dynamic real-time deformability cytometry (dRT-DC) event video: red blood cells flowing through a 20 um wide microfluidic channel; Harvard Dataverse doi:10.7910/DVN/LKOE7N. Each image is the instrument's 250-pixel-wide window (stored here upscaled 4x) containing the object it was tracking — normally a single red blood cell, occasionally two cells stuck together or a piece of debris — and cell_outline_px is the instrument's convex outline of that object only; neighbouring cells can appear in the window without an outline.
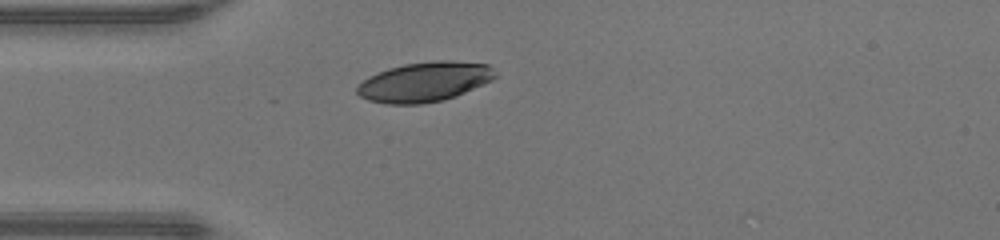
{"species": "human", "species_latin": "Homo sapiens", "temperature_condition": "warm", "stored_images_in_passage": 36, "camera_frame_rate_fps": 3000, "um_per_image_px": 0.085, "donor": {"sex": "male"}, "frame": {"image": 1, "passage_image": 1, "time_ms": 0.0, "image_size_px": [1000, 240], "cell_outline_px": [[496, 76], [492, 80], [456, 96], [444, 100], [420, 104], [388, 104], [368, 100], [360, 96], [356, 92], [356, 88], [368, 76], [388, 68], [404, 64], [436, 60], [452, 60], [488, 64], [496, 72]], "centroid_in_image_um": [36.09, 6.95], "position_along_channel_um": 48.9, "area_um2": 32.02}}
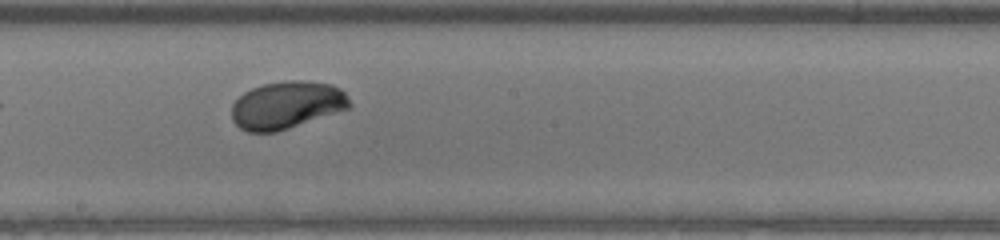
{"frame": {"image": 2, "passage_image": 14, "time_ms": 4.333, "image_size_px": [1000, 240], "cell_outline_px": [[352, 108], [276, 132], [248, 132], [240, 128], [232, 120], [232, 104], [244, 92], [252, 88], [264, 84], [288, 80], [304, 80], [332, 84], [340, 88], [348, 96], [352, 104]], "centroid_in_image_um": [24.41, 8.93], "position_along_channel_um": 223.8, "area_um2": 32.89}}
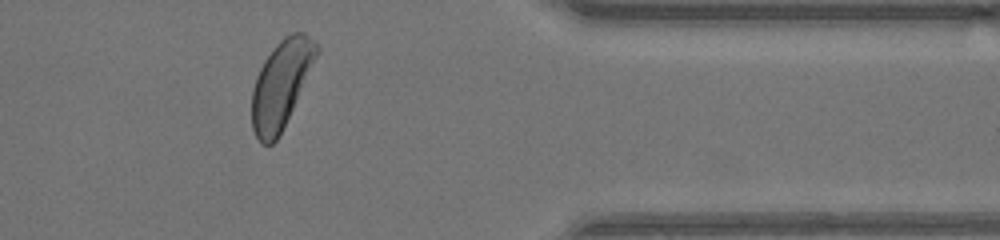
{"frame": {"image": 3, "passage_image": 27, "time_ms": 8.667, "image_size_px": [1000, 240], "cell_outline_px": [[320, 52], [276, 140], [272, 144], [260, 144], [252, 128], [252, 88], [256, 76], [264, 60], [276, 44], [284, 36], [292, 32], [304, 32], [316, 40], [320, 48]], "centroid_in_image_um": [23.9, 7.1], "position_along_channel_um": 387.5, "area_um2": 32.71}, "authors_computed_cell_mechanics": {"area_um2": 32.8015, "velocity_mm_per_s": 4.2734, "shape_relaxation_time_tau1_ms": 2.2992, "shape_relaxation_time_tau2_ms": null, "deformation_change_tau1": 0.1538, "deformation_change_tau2": null}}